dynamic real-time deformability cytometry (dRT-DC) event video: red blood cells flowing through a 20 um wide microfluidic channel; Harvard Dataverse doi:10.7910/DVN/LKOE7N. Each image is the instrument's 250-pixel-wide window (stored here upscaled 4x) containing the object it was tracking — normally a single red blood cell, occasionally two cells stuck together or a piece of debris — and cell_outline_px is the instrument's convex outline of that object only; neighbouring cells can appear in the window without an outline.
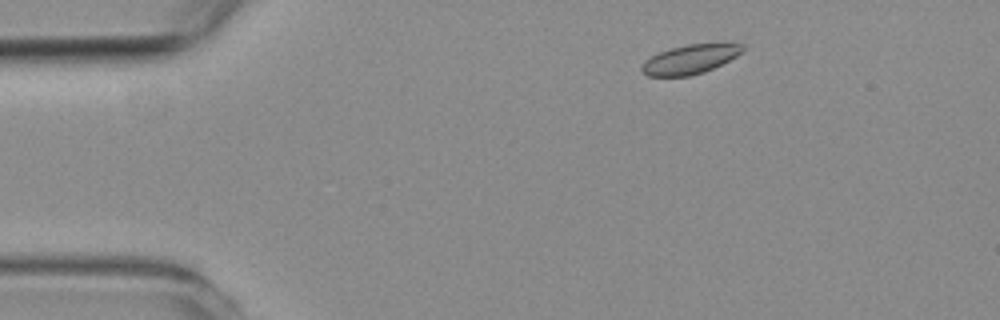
{"species": "common noctule bat (a hibernating species)", "species_latin": "Nyctalus noctula", "temperature_condition": "room temperature", "stored_images_in_passage": 47, "camera_frame_rate_fps": 3000, "um_per_image_px": 0.085, "animal": {"sex": "female", "body_mass_g": 19.3, "forearm_length_mm": 54.1}, "frame": {"image": 1, "passage_image": 1, "time_ms": 0.0, "image_size_px": [1000, 320], "cell_outline_px": [[744, 48], [736, 56], [704, 72], [688, 76], [648, 76], [640, 68], [644, 60], [660, 52], [672, 48], [688, 44], [728, 40], [744, 44]], "centroid_in_image_um": [58.73, 4.98], "position_along_channel_um": 26.3, "area_um2": 17.51}}
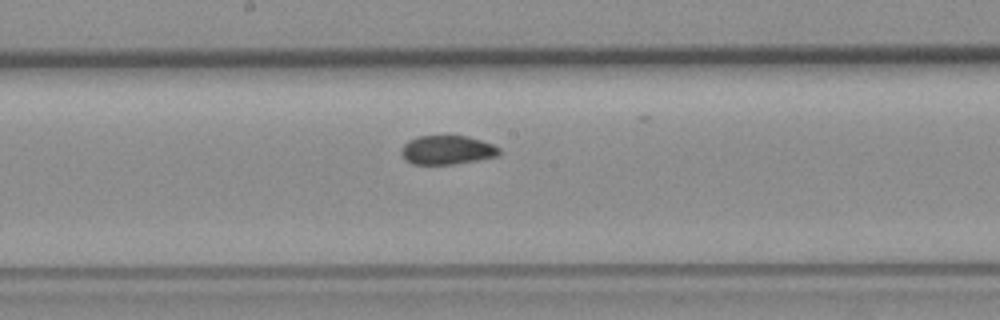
{"frame": {"image": 2, "passage_image": 21, "time_ms": 6.667, "image_size_px": [1000, 320], "cell_outline_px": [[500, 152], [496, 156], [476, 160], [452, 164], [412, 164], [404, 160], [400, 152], [400, 148], [408, 140], [416, 136], [468, 136], [492, 144], [500, 148]], "centroid_in_image_um": [37.94, 12.74], "position_along_channel_um": 210.3, "area_um2": 16.53}}
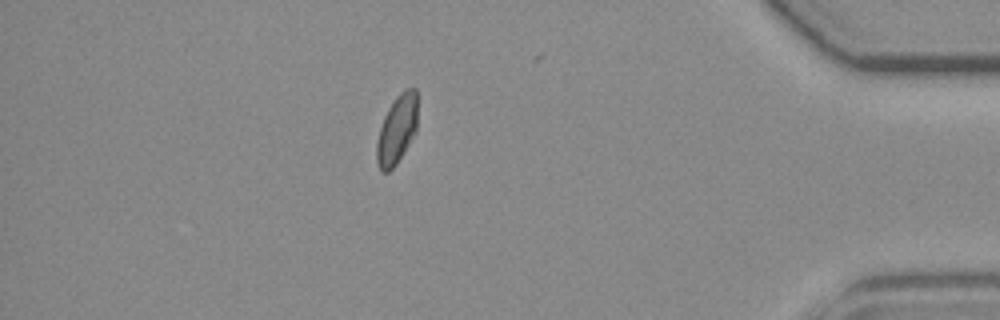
{"frame": {"image": 3, "passage_image": 40, "time_ms": 13.0, "image_size_px": [1000, 320], "cell_outline_px": [[416, 132], [396, 164], [388, 172], [384, 172], [376, 164], [376, 144], [380, 128], [384, 116], [388, 108], [396, 96], [404, 88], [416, 88]], "centroid_in_image_um": [33.72, 11.0], "position_along_channel_um": 401.5, "area_um2": 16.24}, "authors_computed_cell_mechanics": {"area_um2": 17.2244, "velocity_mm_per_s": 3.7367, "shape_relaxation_time_tau1_ms": 7.0759, "shape_relaxation_time_tau2_ms": null, "deformation_change_tau1": 0.1186, "deformation_change_tau2": null}}